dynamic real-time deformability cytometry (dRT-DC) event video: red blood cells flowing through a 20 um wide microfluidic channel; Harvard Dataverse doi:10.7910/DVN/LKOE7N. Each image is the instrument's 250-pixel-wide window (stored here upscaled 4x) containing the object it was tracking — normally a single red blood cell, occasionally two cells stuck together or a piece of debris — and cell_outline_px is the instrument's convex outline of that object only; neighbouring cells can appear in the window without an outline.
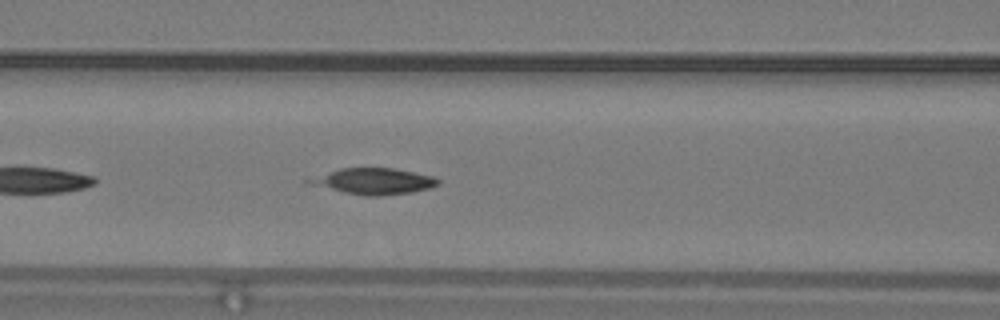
{"species": "common noctule bat (a hibernating species)", "species_latin": "Nyctalus noctula", "temperature_condition": "warm", "stored_images_in_passage": 33, "camera_frame_rate_fps": 3000, "um_per_image_px": 0.085, "animal": {"sex": "male", "body_mass_g": 19.2, "forearm_length_mm": 51.8}, "frame": {"image": 1, "passage_image": 6, "time_ms": 1.667, "image_size_px": [1000, 320], "cell_outline_px": [[440, 184], [428, 188], [412, 192], [380, 196], [364, 196], [344, 192], [304, 180], [340, 168], [392, 168], [432, 176], [440, 180]], "centroid_in_image_um": [31.85, 15.4], "position_along_channel_um": 134.8, "area_um2": 19.02}}